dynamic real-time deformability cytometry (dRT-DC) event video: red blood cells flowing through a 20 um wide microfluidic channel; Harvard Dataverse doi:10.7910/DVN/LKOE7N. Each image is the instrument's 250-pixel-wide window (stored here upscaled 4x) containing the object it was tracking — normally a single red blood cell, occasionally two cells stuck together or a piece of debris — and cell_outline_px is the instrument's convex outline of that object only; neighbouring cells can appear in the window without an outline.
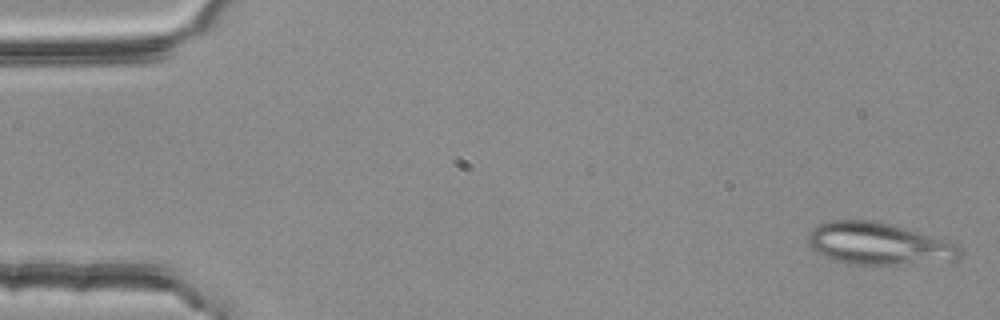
{"species": "common noctule bat (a hibernating species)", "species_latin": "Nyctalus noctula", "temperature_condition": "room temperature", "stored_images_in_passage": 53, "segment_of_instrument_passage": [1, 2], "camera_frame_rate_fps": 3000, "um_per_image_px": 0.085, "animal": {"sex": "female", "body_mass_g": 25.1}, "frame": {"image": 1, "passage_image": 1, "time_ms": 0.0, "image_size_px": [1000, 320], "cell_outline_px": [[964, 256], [956, 260], [896, 264], [852, 264], [832, 260], [816, 252], [808, 244], [808, 232], [812, 228], [820, 224], [832, 220], [872, 220], [888, 224], [916, 232], [956, 244], [964, 252]], "centroid_in_image_um": [74.64, 20.73], "position_along_channel_um": 10.4, "area_um2": 36.76}}